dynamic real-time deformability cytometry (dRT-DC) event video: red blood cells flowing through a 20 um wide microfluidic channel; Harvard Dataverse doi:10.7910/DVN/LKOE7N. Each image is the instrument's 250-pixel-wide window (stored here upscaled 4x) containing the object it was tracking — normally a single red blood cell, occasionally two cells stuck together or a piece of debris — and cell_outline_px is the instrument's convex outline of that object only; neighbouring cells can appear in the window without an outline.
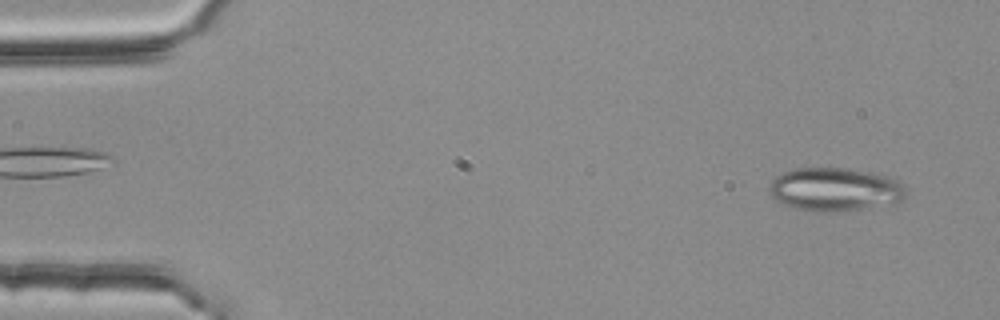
{"species": "common noctule bat (a hibernating species)", "species_latin": "Nyctalus noctula", "temperature_condition": "room temperature", "stored_images_in_passage": 53, "camera_frame_rate_fps": 3000, "um_per_image_px": 0.085, "animal": {"sex": "female", "body_mass_g": 25.1}, "frame": {"image": 1, "passage_image": 3, "time_ms": 0.667, "image_size_px": [1000, 320], "cell_outline_px": [[908, 196], [904, 200], [840, 212], [816, 212], [792, 208], [776, 200], [768, 192], [768, 184], [776, 176], [784, 172], [796, 168], [840, 168], [864, 172], [884, 176], [896, 180], [904, 188]], "centroid_in_image_um": [70.88, 16.12], "position_along_channel_um": 14.1, "area_um2": 34.22}}
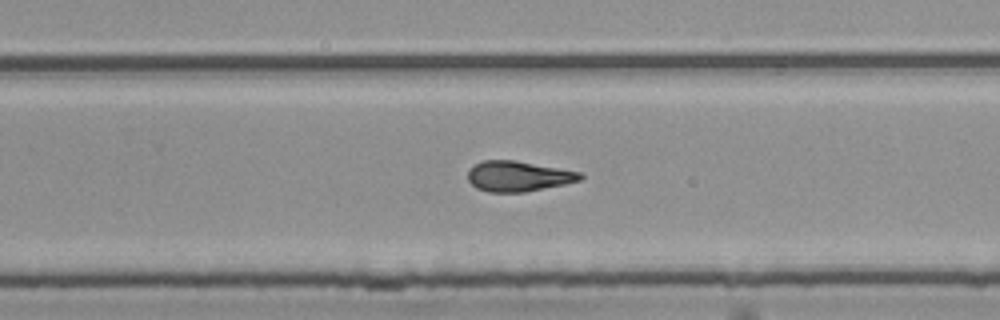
{"frame": {"image": 2, "passage_image": 34, "time_ms": 11.0, "image_size_px": [1000, 320], "cell_outline_px": [[584, 176], [580, 180], [564, 184], [524, 192], [488, 192], [476, 188], [468, 180], [468, 168], [480, 160], [516, 160], [580, 172]], "centroid_in_image_um": [44.0, 14.97], "position_along_channel_um": 285.8, "area_um2": 19.94}}
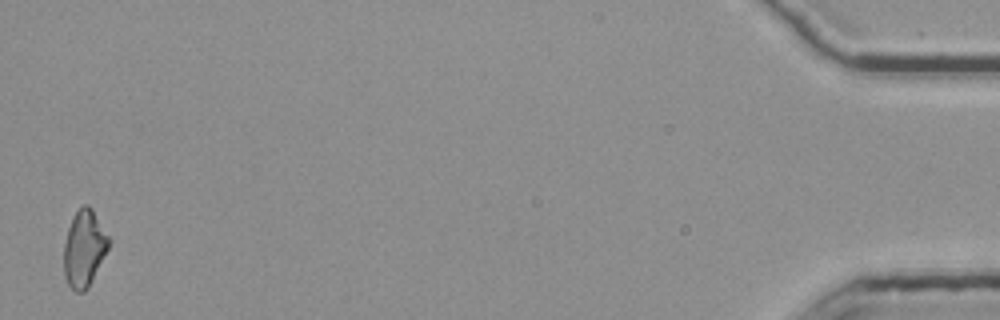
{"frame": {"image": 3, "passage_image": 53, "time_ms": 17.333, "image_size_px": [1000, 320], "cell_outline_px": [[112, 240], [88, 288], [84, 292], [76, 292], [68, 284], [64, 276], [64, 244], [68, 228], [72, 216], [80, 204], [88, 204], [92, 208]], "centroid_in_image_um": [7.16, 21.07], "position_along_channel_um": 428.0, "area_um2": 20.29}, "authors_computed_cell_mechanics": {"area_um2": 20.3456, "velocity_mm_per_s": 3.7662, "shape_relaxation_time_tau1_ms": null, "shape_relaxation_time_tau2_ms": 2.8955, "deformation_change_tau1": null, "deformation_change_tau2": 0.1264}}